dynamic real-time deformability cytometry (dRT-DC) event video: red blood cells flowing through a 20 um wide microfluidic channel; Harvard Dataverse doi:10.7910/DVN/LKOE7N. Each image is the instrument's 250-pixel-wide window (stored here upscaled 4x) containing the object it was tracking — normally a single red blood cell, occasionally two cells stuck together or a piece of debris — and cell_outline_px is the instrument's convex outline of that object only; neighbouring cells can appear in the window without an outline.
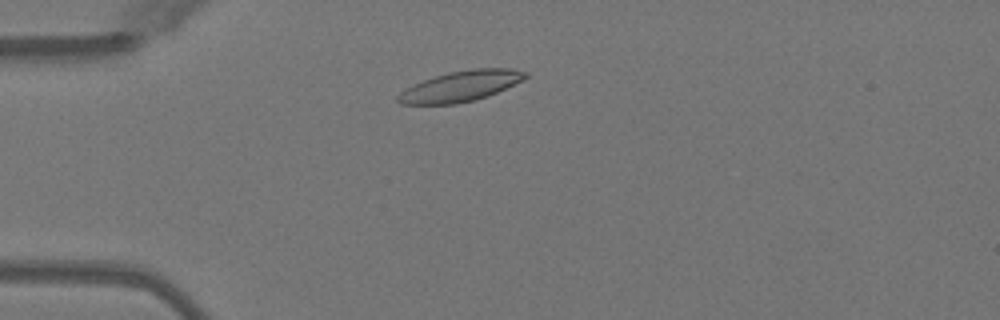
{"species": "Egyptian fruit bat (a non-hibernating species)", "species_latin": "Rousettus aegyptiacus", "temperature_condition": "warm", "stored_images_in_passage": 45, "camera_frame_rate_fps": 3000, "um_per_image_px": 0.085, "animal": {"sex": "female"}, "frame": {"image": 1, "passage_image": 8, "time_ms": 2.333, "image_size_px": [1000, 320], "cell_outline_px": [[528, 76], [524, 80], [488, 96], [456, 104], [400, 104], [396, 100], [396, 96], [400, 92], [424, 80], [448, 72], [472, 68], [512, 68], [528, 72]], "centroid_in_image_um": [39.2, 7.32], "position_along_channel_um": 45.8, "area_um2": 22.6}}
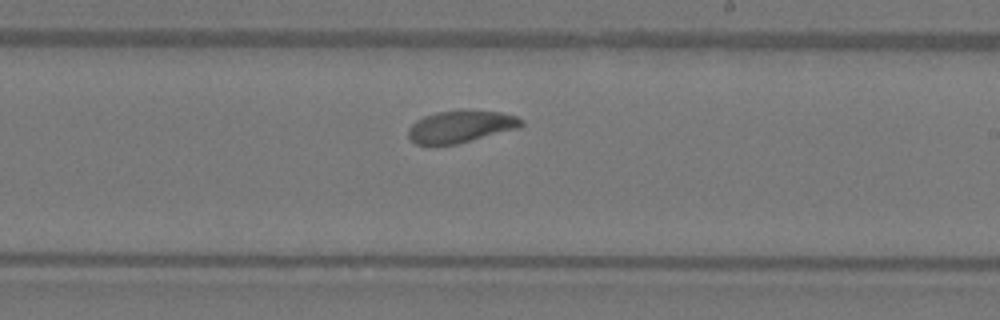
{"frame": {"image": 2, "passage_image": 25, "time_ms": 8.0, "image_size_px": [1000, 320], "cell_outline_px": [[524, 124], [520, 128], [456, 144], [416, 144], [408, 136], [408, 128], [416, 120], [424, 116], [436, 112], [500, 112], [516, 116], [524, 120]], "centroid_in_image_um": [39.17, 10.78], "position_along_channel_um": 249.8, "area_um2": 20.58}}
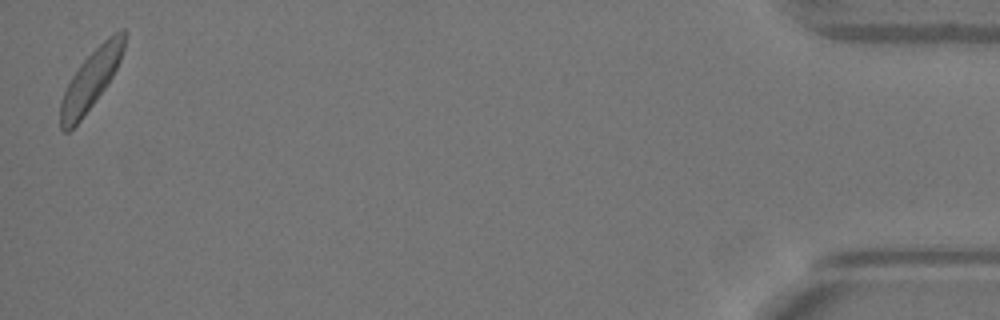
{"frame": {"image": 3, "passage_image": 45, "time_ms": 14.667, "image_size_px": [1000, 320], "cell_outline_px": [[128, 32], [124, 48], [120, 60], [108, 84], [80, 120], [68, 132], [64, 132], [60, 128], [60, 100], [72, 76], [80, 64], [108, 36], [124, 28]], "centroid_in_image_um": [7.73, 6.76], "position_along_channel_um": 427.5, "area_um2": 21.73}, "authors_computed_cell_mechanics": {"area_um2": 21.7906, "velocity_mm_per_s": 3.9799, "shape_relaxation_time_tau1_ms": 1.5572, "shape_relaxation_time_tau2_ms": null, "deformation_change_tau1": 0.094, "deformation_change_tau2": null}}